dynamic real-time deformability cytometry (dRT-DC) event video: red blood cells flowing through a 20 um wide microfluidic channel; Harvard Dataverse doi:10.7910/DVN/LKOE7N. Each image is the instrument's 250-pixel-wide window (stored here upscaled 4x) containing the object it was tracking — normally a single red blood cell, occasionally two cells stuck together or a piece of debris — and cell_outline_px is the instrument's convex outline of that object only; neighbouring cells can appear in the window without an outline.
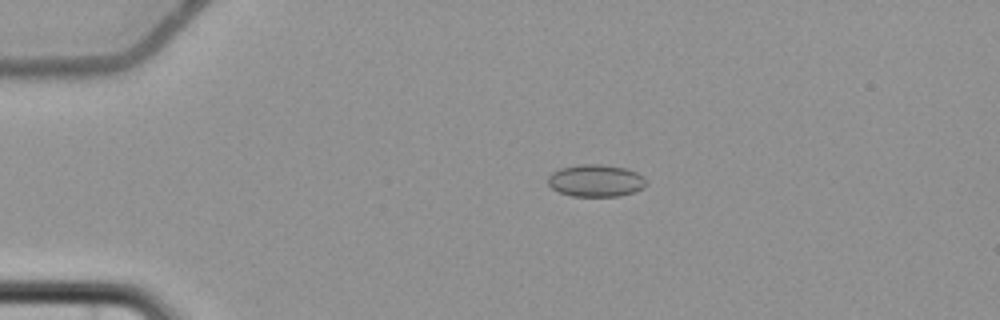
{"species": "common noctule bat (a hibernating species)", "species_latin": "Nyctalus noctula", "temperature_condition": "cold", "stored_images_in_passage": 10, "camera_frame_rate_fps": 3000, "um_per_image_px": 0.085, "animal": {"sex": "female", "body_mass_g": 22.7, "forearm_length_mm": 54.2}, "frame": {"image": 1, "passage_image": 4, "time_ms": 3.667, "image_size_px": [1000, 320], "cell_outline_px": [[648, 184], [644, 188], [636, 192], [620, 196], [572, 196], [560, 192], [552, 188], [548, 184], [548, 176], [552, 172], [560, 168], [580, 164], [604, 164], [628, 168], [644, 176], [648, 180]], "centroid_in_image_um": [50.71, 15.35], "position_along_channel_um": 34.3, "area_um2": 18.84}}
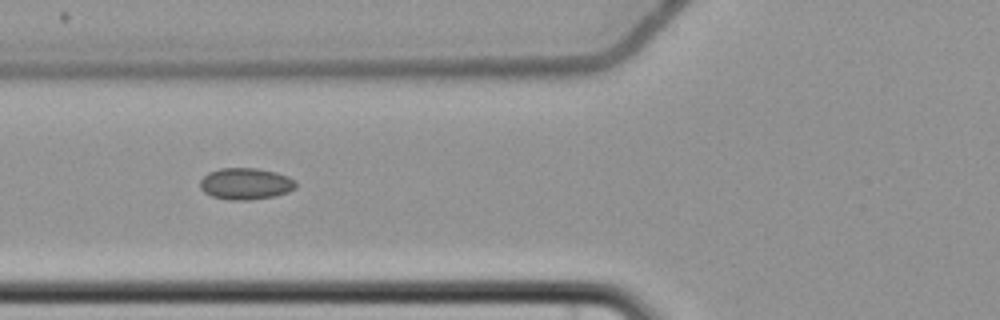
{"frame": {"image": 2, "passage_image": 6, "time_ms": 7.0, "image_size_px": [1000, 320], "cell_outline_px": [[296, 188], [288, 192], [276, 196], [248, 200], [232, 200], [212, 196], [204, 192], [200, 188], [200, 180], [208, 172], [220, 168], [256, 168], [276, 172], [288, 176], [296, 180]], "centroid_in_image_um": [20.9, 15.61], "position_along_channel_um": 104.9, "area_um2": 17.74}}
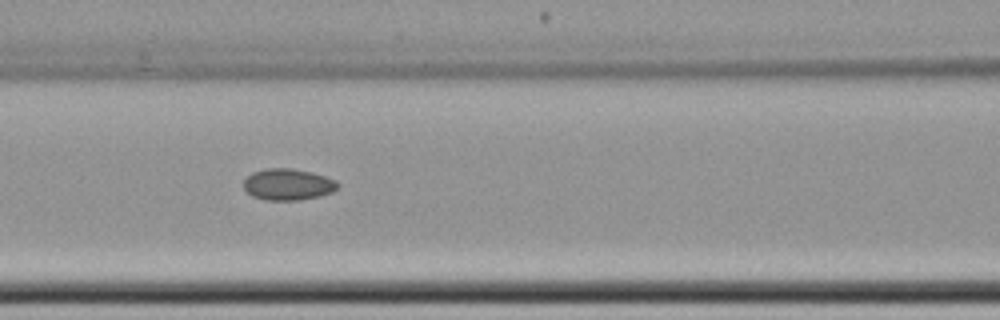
{"frame": {"image": 3, "passage_image": 7, "time_ms": 8.0, "image_size_px": [1000, 320], "cell_outline_px": [[340, 184], [332, 192], [320, 196], [300, 200], [264, 200], [252, 196], [244, 188], [244, 180], [252, 172], [264, 168], [288, 168], [312, 172], [336, 180]], "centroid_in_image_um": [24.47, 15.68], "position_along_channel_um": 142.1, "area_um2": 17.28}}